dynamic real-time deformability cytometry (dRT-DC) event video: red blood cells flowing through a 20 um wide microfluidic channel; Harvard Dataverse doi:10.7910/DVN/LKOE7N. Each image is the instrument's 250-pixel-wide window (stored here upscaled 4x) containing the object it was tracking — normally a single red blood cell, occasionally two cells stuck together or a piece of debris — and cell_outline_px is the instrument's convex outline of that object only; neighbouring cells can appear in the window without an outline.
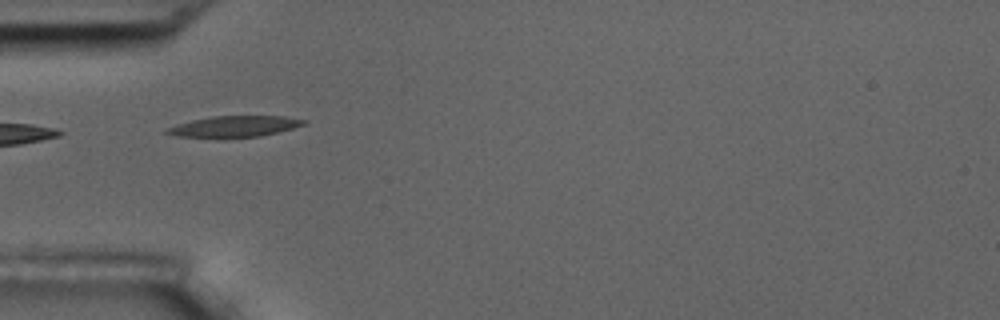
{"species": "common noctule bat (a hibernating species)", "species_latin": "Nyctalus noctula", "temperature_condition": "room temperature", "stored_images_in_passage": 6, "camera_frame_rate_fps": 3000, "um_per_image_px": 0.085, "animal": {"sex": "male", "body_mass_g": 17.5, "forearm_length_mm": 52.3}, "frame": {"image": 1, "passage_image": 5, "time_ms": 5.333, "image_size_px": [1000, 320], "cell_outline_px": [[308, 124], [260, 136], [176, 136], [164, 132], [164, 128], [176, 124], [192, 120], [212, 116], [284, 116], [308, 120]], "centroid_in_image_um": [19.95, 10.71], "position_along_channel_um": 65.1, "area_um2": 16.36}}